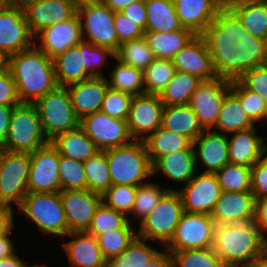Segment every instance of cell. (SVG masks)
<instances>
[{
  "label": "cell",
  "instance_id": "obj_55",
  "mask_svg": "<svg viewBox=\"0 0 267 267\" xmlns=\"http://www.w3.org/2000/svg\"><path fill=\"white\" fill-rule=\"evenodd\" d=\"M251 192L255 199L267 196V153L251 167Z\"/></svg>",
  "mask_w": 267,
  "mask_h": 267
},
{
  "label": "cell",
  "instance_id": "obj_9",
  "mask_svg": "<svg viewBox=\"0 0 267 267\" xmlns=\"http://www.w3.org/2000/svg\"><path fill=\"white\" fill-rule=\"evenodd\" d=\"M30 153L6 150L0 165V207L14 212L28 193Z\"/></svg>",
  "mask_w": 267,
  "mask_h": 267
},
{
  "label": "cell",
  "instance_id": "obj_15",
  "mask_svg": "<svg viewBox=\"0 0 267 267\" xmlns=\"http://www.w3.org/2000/svg\"><path fill=\"white\" fill-rule=\"evenodd\" d=\"M31 165L28 175V192H60L59 179L60 154L57 148L48 142L30 153Z\"/></svg>",
  "mask_w": 267,
  "mask_h": 267
},
{
  "label": "cell",
  "instance_id": "obj_40",
  "mask_svg": "<svg viewBox=\"0 0 267 267\" xmlns=\"http://www.w3.org/2000/svg\"><path fill=\"white\" fill-rule=\"evenodd\" d=\"M137 237V230L129 221L119 229L96 236L104 258L108 261L123 252Z\"/></svg>",
  "mask_w": 267,
  "mask_h": 267
},
{
  "label": "cell",
  "instance_id": "obj_24",
  "mask_svg": "<svg viewBox=\"0 0 267 267\" xmlns=\"http://www.w3.org/2000/svg\"><path fill=\"white\" fill-rule=\"evenodd\" d=\"M257 127L227 134L229 163L252 167L267 153V144Z\"/></svg>",
  "mask_w": 267,
  "mask_h": 267
},
{
  "label": "cell",
  "instance_id": "obj_49",
  "mask_svg": "<svg viewBox=\"0 0 267 267\" xmlns=\"http://www.w3.org/2000/svg\"><path fill=\"white\" fill-rule=\"evenodd\" d=\"M58 174L61 191L87 189L83 162L60 155Z\"/></svg>",
  "mask_w": 267,
  "mask_h": 267
},
{
  "label": "cell",
  "instance_id": "obj_21",
  "mask_svg": "<svg viewBox=\"0 0 267 267\" xmlns=\"http://www.w3.org/2000/svg\"><path fill=\"white\" fill-rule=\"evenodd\" d=\"M176 70L189 73L202 81H210L218 76L213 67L211 53L205 39L196 35L172 58Z\"/></svg>",
  "mask_w": 267,
  "mask_h": 267
},
{
  "label": "cell",
  "instance_id": "obj_23",
  "mask_svg": "<svg viewBox=\"0 0 267 267\" xmlns=\"http://www.w3.org/2000/svg\"><path fill=\"white\" fill-rule=\"evenodd\" d=\"M196 167L202 173H216L229 163L228 136L214 130L204 132L193 142Z\"/></svg>",
  "mask_w": 267,
  "mask_h": 267
},
{
  "label": "cell",
  "instance_id": "obj_48",
  "mask_svg": "<svg viewBox=\"0 0 267 267\" xmlns=\"http://www.w3.org/2000/svg\"><path fill=\"white\" fill-rule=\"evenodd\" d=\"M137 186L132 185H111L108 190L102 195V202L124 214L131 223V211L135 201Z\"/></svg>",
  "mask_w": 267,
  "mask_h": 267
},
{
  "label": "cell",
  "instance_id": "obj_20",
  "mask_svg": "<svg viewBox=\"0 0 267 267\" xmlns=\"http://www.w3.org/2000/svg\"><path fill=\"white\" fill-rule=\"evenodd\" d=\"M82 40L81 23L76 14L72 19L43 28L34 36V45L53 59Z\"/></svg>",
  "mask_w": 267,
  "mask_h": 267
},
{
  "label": "cell",
  "instance_id": "obj_29",
  "mask_svg": "<svg viewBox=\"0 0 267 267\" xmlns=\"http://www.w3.org/2000/svg\"><path fill=\"white\" fill-rule=\"evenodd\" d=\"M58 86L67 87L92 76L84 67V40L53 58Z\"/></svg>",
  "mask_w": 267,
  "mask_h": 267
},
{
  "label": "cell",
  "instance_id": "obj_3",
  "mask_svg": "<svg viewBox=\"0 0 267 267\" xmlns=\"http://www.w3.org/2000/svg\"><path fill=\"white\" fill-rule=\"evenodd\" d=\"M267 249V236L254 221L215 226L213 250L226 267H252Z\"/></svg>",
  "mask_w": 267,
  "mask_h": 267
},
{
  "label": "cell",
  "instance_id": "obj_43",
  "mask_svg": "<svg viewBox=\"0 0 267 267\" xmlns=\"http://www.w3.org/2000/svg\"><path fill=\"white\" fill-rule=\"evenodd\" d=\"M168 190H173V188L161 187L158 182L154 183L152 180L137 186L135 201L131 211L132 218L135 217V221L138 219L140 223L159 203Z\"/></svg>",
  "mask_w": 267,
  "mask_h": 267
},
{
  "label": "cell",
  "instance_id": "obj_46",
  "mask_svg": "<svg viewBox=\"0 0 267 267\" xmlns=\"http://www.w3.org/2000/svg\"><path fill=\"white\" fill-rule=\"evenodd\" d=\"M230 91L239 99L250 120L257 126L266 124V100L247 89L240 81L230 82Z\"/></svg>",
  "mask_w": 267,
  "mask_h": 267
},
{
  "label": "cell",
  "instance_id": "obj_10",
  "mask_svg": "<svg viewBox=\"0 0 267 267\" xmlns=\"http://www.w3.org/2000/svg\"><path fill=\"white\" fill-rule=\"evenodd\" d=\"M77 15L84 41L117 52L118 37L114 27V11L102 1H96L78 6Z\"/></svg>",
  "mask_w": 267,
  "mask_h": 267
},
{
  "label": "cell",
  "instance_id": "obj_18",
  "mask_svg": "<svg viewBox=\"0 0 267 267\" xmlns=\"http://www.w3.org/2000/svg\"><path fill=\"white\" fill-rule=\"evenodd\" d=\"M68 233L87 232L92 217L102 203V195L88 189L61 191Z\"/></svg>",
  "mask_w": 267,
  "mask_h": 267
},
{
  "label": "cell",
  "instance_id": "obj_33",
  "mask_svg": "<svg viewBox=\"0 0 267 267\" xmlns=\"http://www.w3.org/2000/svg\"><path fill=\"white\" fill-rule=\"evenodd\" d=\"M256 125L250 120L239 99L229 90L222 101L214 131L223 134L246 130Z\"/></svg>",
  "mask_w": 267,
  "mask_h": 267
},
{
  "label": "cell",
  "instance_id": "obj_50",
  "mask_svg": "<svg viewBox=\"0 0 267 267\" xmlns=\"http://www.w3.org/2000/svg\"><path fill=\"white\" fill-rule=\"evenodd\" d=\"M127 222L128 218L124 214L102 202L92 217L87 233L96 237L99 234L122 228Z\"/></svg>",
  "mask_w": 267,
  "mask_h": 267
},
{
  "label": "cell",
  "instance_id": "obj_53",
  "mask_svg": "<svg viewBox=\"0 0 267 267\" xmlns=\"http://www.w3.org/2000/svg\"><path fill=\"white\" fill-rule=\"evenodd\" d=\"M114 27L119 45L144 37V30L122 12H114Z\"/></svg>",
  "mask_w": 267,
  "mask_h": 267
},
{
  "label": "cell",
  "instance_id": "obj_47",
  "mask_svg": "<svg viewBox=\"0 0 267 267\" xmlns=\"http://www.w3.org/2000/svg\"><path fill=\"white\" fill-rule=\"evenodd\" d=\"M173 267H226L213 247L170 252Z\"/></svg>",
  "mask_w": 267,
  "mask_h": 267
},
{
  "label": "cell",
  "instance_id": "obj_45",
  "mask_svg": "<svg viewBox=\"0 0 267 267\" xmlns=\"http://www.w3.org/2000/svg\"><path fill=\"white\" fill-rule=\"evenodd\" d=\"M215 174L224 192L251 191V167L228 163Z\"/></svg>",
  "mask_w": 267,
  "mask_h": 267
},
{
  "label": "cell",
  "instance_id": "obj_35",
  "mask_svg": "<svg viewBox=\"0 0 267 267\" xmlns=\"http://www.w3.org/2000/svg\"><path fill=\"white\" fill-rule=\"evenodd\" d=\"M230 10L247 32L267 41V0H247Z\"/></svg>",
  "mask_w": 267,
  "mask_h": 267
},
{
  "label": "cell",
  "instance_id": "obj_54",
  "mask_svg": "<svg viewBox=\"0 0 267 267\" xmlns=\"http://www.w3.org/2000/svg\"><path fill=\"white\" fill-rule=\"evenodd\" d=\"M239 81L267 102V63L247 71Z\"/></svg>",
  "mask_w": 267,
  "mask_h": 267
},
{
  "label": "cell",
  "instance_id": "obj_25",
  "mask_svg": "<svg viewBox=\"0 0 267 267\" xmlns=\"http://www.w3.org/2000/svg\"><path fill=\"white\" fill-rule=\"evenodd\" d=\"M66 236L72 238L61 243L70 263L68 267H107L95 236L87 232H71Z\"/></svg>",
  "mask_w": 267,
  "mask_h": 267
},
{
  "label": "cell",
  "instance_id": "obj_4",
  "mask_svg": "<svg viewBox=\"0 0 267 267\" xmlns=\"http://www.w3.org/2000/svg\"><path fill=\"white\" fill-rule=\"evenodd\" d=\"M112 185L140 186L152 176V164L144 141L105 150Z\"/></svg>",
  "mask_w": 267,
  "mask_h": 267
},
{
  "label": "cell",
  "instance_id": "obj_39",
  "mask_svg": "<svg viewBox=\"0 0 267 267\" xmlns=\"http://www.w3.org/2000/svg\"><path fill=\"white\" fill-rule=\"evenodd\" d=\"M147 242L136 237L123 252L107 261V267H145L159 252Z\"/></svg>",
  "mask_w": 267,
  "mask_h": 267
},
{
  "label": "cell",
  "instance_id": "obj_1",
  "mask_svg": "<svg viewBox=\"0 0 267 267\" xmlns=\"http://www.w3.org/2000/svg\"><path fill=\"white\" fill-rule=\"evenodd\" d=\"M201 36L222 80L239 81L247 71L267 63V41L247 32L231 10H219Z\"/></svg>",
  "mask_w": 267,
  "mask_h": 267
},
{
  "label": "cell",
  "instance_id": "obj_26",
  "mask_svg": "<svg viewBox=\"0 0 267 267\" xmlns=\"http://www.w3.org/2000/svg\"><path fill=\"white\" fill-rule=\"evenodd\" d=\"M108 87L107 77H91L67 86L72 106L80 120L100 111Z\"/></svg>",
  "mask_w": 267,
  "mask_h": 267
},
{
  "label": "cell",
  "instance_id": "obj_17",
  "mask_svg": "<svg viewBox=\"0 0 267 267\" xmlns=\"http://www.w3.org/2000/svg\"><path fill=\"white\" fill-rule=\"evenodd\" d=\"M229 90L230 82L217 77L202 81L192 94L189 105L204 130H213L216 126L223 98Z\"/></svg>",
  "mask_w": 267,
  "mask_h": 267
},
{
  "label": "cell",
  "instance_id": "obj_56",
  "mask_svg": "<svg viewBox=\"0 0 267 267\" xmlns=\"http://www.w3.org/2000/svg\"><path fill=\"white\" fill-rule=\"evenodd\" d=\"M21 102L17 95L16 83L10 70L4 66L0 70V104L14 107Z\"/></svg>",
  "mask_w": 267,
  "mask_h": 267
},
{
  "label": "cell",
  "instance_id": "obj_71",
  "mask_svg": "<svg viewBox=\"0 0 267 267\" xmlns=\"http://www.w3.org/2000/svg\"><path fill=\"white\" fill-rule=\"evenodd\" d=\"M5 66V60L0 56V70Z\"/></svg>",
  "mask_w": 267,
  "mask_h": 267
},
{
  "label": "cell",
  "instance_id": "obj_59",
  "mask_svg": "<svg viewBox=\"0 0 267 267\" xmlns=\"http://www.w3.org/2000/svg\"><path fill=\"white\" fill-rule=\"evenodd\" d=\"M255 224L266 236L267 234V196L256 199Z\"/></svg>",
  "mask_w": 267,
  "mask_h": 267
},
{
  "label": "cell",
  "instance_id": "obj_62",
  "mask_svg": "<svg viewBox=\"0 0 267 267\" xmlns=\"http://www.w3.org/2000/svg\"><path fill=\"white\" fill-rule=\"evenodd\" d=\"M14 212L9 209L0 207V235H2L13 223Z\"/></svg>",
  "mask_w": 267,
  "mask_h": 267
},
{
  "label": "cell",
  "instance_id": "obj_52",
  "mask_svg": "<svg viewBox=\"0 0 267 267\" xmlns=\"http://www.w3.org/2000/svg\"><path fill=\"white\" fill-rule=\"evenodd\" d=\"M109 56L114 59L115 53L108 48L84 41V67L92 77H105L101 69L108 63Z\"/></svg>",
  "mask_w": 267,
  "mask_h": 267
},
{
  "label": "cell",
  "instance_id": "obj_41",
  "mask_svg": "<svg viewBox=\"0 0 267 267\" xmlns=\"http://www.w3.org/2000/svg\"><path fill=\"white\" fill-rule=\"evenodd\" d=\"M115 58L143 71L156 59L144 37L120 44Z\"/></svg>",
  "mask_w": 267,
  "mask_h": 267
},
{
  "label": "cell",
  "instance_id": "obj_37",
  "mask_svg": "<svg viewBox=\"0 0 267 267\" xmlns=\"http://www.w3.org/2000/svg\"><path fill=\"white\" fill-rule=\"evenodd\" d=\"M202 80L189 73L176 70L172 79L159 95L165 106L187 105Z\"/></svg>",
  "mask_w": 267,
  "mask_h": 267
},
{
  "label": "cell",
  "instance_id": "obj_32",
  "mask_svg": "<svg viewBox=\"0 0 267 267\" xmlns=\"http://www.w3.org/2000/svg\"><path fill=\"white\" fill-rule=\"evenodd\" d=\"M145 31L170 33L183 28L173 0H145Z\"/></svg>",
  "mask_w": 267,
  "mask_h": 267
},
{
  "label": "cell",
  "instance_id": "obj_67",
  "mask_svg": "<svg viewBox=\"0 0 267 267\" xmlns=\"http://www.w3.org/2000/svg\"><path fill=\"white\" fill-rule=\"evenodd\" d=\"M71 3H74L77 7L87 4V0H69Z\"/></svg>",
  "mask_w": 267,
  "mask_h": 267
},
{
  "label": "cell",
  "instance_id": "obj_11",
  "mask_svg": "<svg viewBox=\"0 0 267 267\" xmlns=\"http://www.w3.org/2000/svg\"><path fill=\"white\" fill-rule=\"evenodd\" d=\"M215 222L211 215L184 212L170 242L169 252L213 247Z\"/></svg>",
  "mask_w": 267,
  "mask_h": 267
},
{
  "label": "cell",
  "instance_id": "obj_58",
  "mask_svg": "<svg viewBox=\"0 0 267 267\" xmlns=\"http://www.w3.org/2000/svg\"><path fill=\"white\" fill-rule=\"evenodd\" d=\"M13 223L2 235H0V260L12 256L17 252L15 244L11 238L13 229L16 228Z\"/></svg>",
  "mask_w": 267,
  "mask_h": 267
},
{
  "label": "cell",
  "instance_id": "obj_16",
  "mask_svg": "<svg viewBox=\"0 0 267 267\" xmlns=\"http://www.w3.org/2000/svg\"><path fill=\"white\" fill-rule=\"evenodd\" d=\"M179 191L184 212L211 215L219 196L222 193L215 173H199Z\"/></svg>",
  "mask_w": 267,
  "mask_h": 267
},
{
  "label": "cell",
  "instance_id": "obj_61",
  "mask_svg": "<svg viewBox=\"0 0 267 267\" xmlns=\"http://www.w3.org/2000/svg\"><path fill=\"white\" fill-rule=\"evenodd\" d=\"M165 252L159 251L145 267H173L172 255L164 248Z\"/></svg>",
  "mask_w": 267,
  "mask_h": 267
},
{
  "label": "cell",
  "instance_id": "obj_42",
  "mask_svg": "<svg viewBox=\"0 0 267 267\" xmlns=\"http://www.w3.org/2000/svg\"><path fill=\"white\" fill-rule=\"evenodd\" d=\"M87 179V189L103 195L112 185L105 151L83 162Z\"/></svg>",
  "mask_w": 267,
  "mask_h": 267
},
{
  "label": "cell",
  "instance_id": "obj_70",
  "mask_svg": "<svg viewBox=\"0 0 267 267\" xmlns=\"http://www.w3.org/2000/svg\"><path fill=\"white\" fill-rule=\"evenodd\" d=\"M25 0H9L10 4H22Z\"/></svg>",
  "mask_w": 267,
  "mask_h": 267
},
{
  "label": "cell",
  "instance_id": "obj_12",
  "mask_svg": "<svg viewBox=\"0 0 267 267\" xmlns=\"http://www.w3.org/2000/svg\"><path fill=\"white\" fill-rule=\"evenodd\" d=\"M34 45L24 9L21 4H8L0 9V56H9L25 51Z\"/></svg>",
  "mask_w": 267,
  "mask_h": 267
},
{
  "label": "cell",
  "instance_id": "obj_64",
  "mask_svg": "<svg viewBox=\"0 0 267 267\" xmlns=\"http://www.w3.org/2000/svg\"><path fill=\"white\" fill-rule=\"evenodd\" d=\"M0 267H30L24 263L17 252L10 257L0 260Z\"/></svg>",
  "mask_w": 267,
  "mask_h": 267
},
{
  "label": "cell",
  "instance_id": "obj_22",
  "mask_svg": "<svg viewBox=\"0 0 267 267\" xmlns=\"http://www.w3.org/2000/svg\"><path fill=\"white\" fill-rule=\"evenodd\" d=\"M256 199L251 191H222L211 214L215 225L255 220Z\"/></svg>",
  "mask_w": 267,
  "mask_h": 267
},
{
  "label": "cell",
  "instance_id": "obj_19",
  "mask_svg": "<svg viewBox=\"0 0 267 267\" xmlns=\"http://www.w3.org/2000/svg\"><path fill=\"white\" fill-rule=\"evenodd\" d=\"M21 5L33 36L47 26L72 19L78 8L69 0H25Z\"/></svg>",
  "mask_w": 267,
  "mask_h": 267
},
{
  "label": "cell",
  "instance_id": "obj_28",
  "mask_svg": "<svg viewBox=\"0 0 267 267\" xmlns=\"http://www.w3.org/2000/svg\"><path fill=\"white\" fill-rule=\"evenodd\" d=\"M176 13L184 28L201 35L220 10L214 0H173Z\"/></svg>",
  "mask_w": 267,
  "mask_h": 267
},
{
  "label": "cell",
  "instance_id": "obj_8",
  "mask_svg": "<svg viewBox=\"0 0 267 267\" xmlns=\"http://www.w3.org/2000/svg\"><path fill=\"white\" fill-rule=\"evenodd\" d=\"M48 142L36 106L33 103L14 106L8 133L2 143L6 150L32 153Z\"/></svg>",
  "mask_w": 267,
  "mask_h": 267
},
{
  "label": "cell",
  "instance_id": "obj_5",
  "mask_svg": "<svg viewBox=\"0 0 267 267\" xmlns=\"http://www.w3.org/2000/svg\"><path fill=\"white\" fill-rule=\"evenodd\" d=\"M24 219L31 221L43 234L64 238L68 224L60 192H28L19 207Z\"/></svg>",
  "mask_w": 267,
  "mask_h": 267
},
{
  "label": "cell",
  "instance_id": "obj_27",
  "mask_svg": "<svg viewBox=\"0 0 267 267\" xmlns=\"http://www.w3.org/2000/svg\"><path fill=\"white\" fill-rule=\"evenodd\" d=\"M196 170L193 144L186 150L160 157L152 164V176L162 173L168 180L181 183L182 186L195 176V173L198 172Z\"/></svg>",
  "mask_w": 267,
  "mask_h": 267
},
{
  "label": "cell",
  "instance_id": "obj_51",
  "mask_svg": "<svg viewBox=\"0 0 267 267\" xmlns=\"http://www.w3.org/2000/svg\"><path fill=\"white\" fill-rule=\"evenodd\" d=\"M132 95L108 87L100 111L108 116L128 120Z\"/></svg>",
  "mask_w": 267,
  "mask_h": 267
},
{
  "label": "cell",
  "instance_id": "obj_65",
  "mask_svg": "<svg viewBox=\"0 0 267 267\" xmlns=\"http://www.w3.org/2000/svg\"><path fill=\"white\" fill-rule=\"evenodd\" d=\"M220 10H230L232 7L241 4L247 0H214Z\"/></svg>",
  "mask_w": 267,
  "mask_h": 267
},
{
  "label": "cell",
  "instance_id": "obj_31",
  "mask_svg": "<svg viewBox=\"0 0 267 267\" xmlns=\"http://www.w3.org/2000/svg\"><path fill=\"white\" fill-rule=\"evenodd\" d=\"M51 143L61 156L80 162H85L100 152L80 126L58 135Z\"/></svg>",
  "mask_w": 267,
  "mask_h": 267
},
{
  "label": "cell",
  "instance_id": "obj_68",
  "mask_svg": "<svg viewBox=\"0 0 267 267\" xmlns=\"http://www.w3.org/2000/svg\"><path fill=\"white\" fill-rule=\"evenodd\" d=\"M6 152V148L2 143H0V165L4 156V153Z\"/></svg>",
  "mask_w": 267,
  "mask_h": 267
},
{
  "label": "cell",
  "instance_id": "obj_69",
  "mask_svg": "<svg viewBox=\"0 0 267 267\" xmlns=\"http://www.w3.org/2000/svg\"><path fill=\"white\" fill-rule=\"evenodd\" d=\"M9 4V0H0V9L6 7Z\"/></svg>",
  "mask_w": 267,
  "mask_h": 267
},
{
  "label": "cell",
  "instance_id": "obj_6",
  "mask_svg": "<svg viewBox=\"0 0 267 267\" xmlns=\"http://www.w3.org/2000/svg\"><path fill=\"white\" fill-rule=\"evenodd\" d=\"M184 213L181 195L177 189L168 190L159 203L137 225V237L160 243L165 247L172 239Z\"/></svg>",
  "mask_w": 267,
  "mask_h": 267
},
{
  "label": "cell",
  "instance_id": "obj_60",
  "mask_svg": "<svg viewBox=\"0 0 267 267\" xmlns=\"http://www.w3.org/2000/svg\"><path fill=\"white\" fill-rule=\"evenodd\" d=\"M13 108L0 104V143L6 139Z\"/></svg>",
  "mask_w": 267,
  "mask_h": 267
},
{
  "label": "cell",
  "instance_id": "obj_38",
  "mask_svg": "<svg viewBox=\"0 0 267 267\" xmlns=\"http://www.w3.org/2000/svg\"><path fill=\"white\" fill-rule=\"evenodd\" d=\"M116 60L107 77L110 88L131 94L132 96L144 94L143 70L134 68Z\"/></svg>",
  "mask_w": 267,
  "mask_h": 267
},
{
  "label": "cell",
  "instance_id": "obj_36",
  "mask_svg": "<svg viewBox=\"0 0 267 267\" xmlns=\"http://www.w3.org/2000/svg\"><path fill=\"white\" fill-rule=\"evenodd\" d=\"M149 159L153 164L158 158L188 149L193 142L186 136L159 127L145 141Z\"/></svg>",
  "mask_w": 267,
  "mask_h": 267
},
{
  "label": "cell",
  "instance_id": "obj_34",
  "mask_svg": "<svg viewBox=\"0 0 267 267\" xmlns=\"http://www.w3.org/2000/svg\"><path fill=\"white\" fill-rule=\"evenodd\" d=\"M196 34L187 28L175 32L160 33L145 31L144 38L156 58L172 60L183 47H185Z\"/></svg>",
  "mask_w": 267,
  "mask_h": 267
},
{
  "label": "cell",
  "instance_id": "obj_30",
  "mask_svg": "<svg viewBox=\"0 0 267 267\" xmlns=\"http://www.w3.org/2000/svg\"><path fill=\"white\" fill-rule=\"evenodd\" d=\"M161 127L182 134L194 142L204 129L190 105L165 106Z\"/></svg>",
  "mask_w": 267,
  "mask_h": 267
},
{
  "label": "cell",
  "instance_id": "obj_63",
  "mask_svg": "<svg viewBox=\"0 0 267 267\" xmlns=\"http://www.w3.org/2000/svg\"><path fill=\"white\" fill-rule=\"evenodd\" d=\"M137 1L140 0H102V2L114 12H120L129 4Z\"/></svg>",
  "mask_w": 267,
  "mask_h": 267
},
{
  "label": "cell",
  "instance_id": "obj_44",
  "mask_svg": "<svg viewBox=\"0 0 267 267\" xmlns=\"http://www.w3.org/2000/svg\"><path fill=\"white\" fill-rule=\"evenodd\" d=\"M176 69L172 60L156 58L144 71V94L160 95Z\"/></svg>",
  "mask_w": 267,
  "mask_h": 267
},
{
  "label": "cell",
  "instance_id": "obj_72",
  "mask_svg": "<svg viewBox=\"0 0 267 267\" xmlns=\"http://www.w3.org/2000/svg\"><path fill=\"white\" fill-rule=\"evenodd\" d=\"M30 267H41L39 264L35 263L33 265H31Z\"/></svg>",
  "mask_w": 267,
  "mask_h": 267
},
{
  "label": "cell",
  "instance_id": "obj_7",
  "mask_svg": "<svg viewBox=\"0 0 267 267\" xmlns=\"http://www.w3.org/2000/svg\"><path fill=\"white\" fill-rule=\"evenodd\" d=\"M33 104L37 108L44 136L49 142L80 126L67 87L58 86Z\"/></svg>",
  "mask_w": 267,
  "mask_h": 267
},
{
  "label": "cell",
  "instance_id": "obj_66",
  "mask_svg": "<svg viewBox=\"0 0 267 267\" xmlns=\"http://www.w3.org/2000/svg\"><path fill=\"white\" fill-rule=\"evenodd\" d=\"M252 267H267V249L256 259Z\"/></svg>",
  "mask_w": 267,
  "mask_h": 267
},
{
  "label": "cell",
  "instance_id": "obj_13",
  "mask_svg": "<svg viewBox=\"0 0 267 267\" xmlns=\"http://www.w3.org/2000/svg\"><path fill=\"white\" fill-rule=\"evenodd\" d=\"M80 127L100 151L124 146L133 141L127 120L112 118L102 111L83 117Z\"/></svg>",
  "mask_w": 267,
  "mask_h": 267
},
{
  "label": "cell",
  "instance_id": "obj_14",
  "mask_svg": "<svg viewBox=\"0 0 267 267\" xmlns=\"http://www.w3.org/2000/svg\"><path fill=\"white\" fill-rule=\"evenodd\" d=\"M164 107L159 95L132 97L127 124L133 140L145 141L161 126Z\"/></svg>",
  "mask_w": 267,
  "mask_h": 267
},
{
  "label": "cell",
  "instance_id": "obj_73",
  "mask_svg": "<svg viewBox=\"0 0 267 267\" xmlns=\"http://www.w3.org/2000/svg\"><path fill=\"white\" fill-rule=\"evenodd\" d=\"M96 1H102V0H87V3H89V2H96Z\"/></svg>",
  "mask_w": 267,
  "mask_h": 267
},
{
  "label": "cell",
  "instance_id": "obj_74",
  "mask_svg": "<svg viewBox=\"0 0 267 267\" xmlns=\"http://www.w3.org/2000/svg\"><path fill=\"white\" fill-rule=\"evenodd\" d=\"M266 123H267V104H266Z\"/></svg>",
  "mask_w": 267,
  "mask_h": 267
},
{
  "label": "cell",
  "instance_id": "obj_2",
  "mask_svg": "<svg viewBox=\"0 0 267 267\" xmlns=\"http://www.w3.org/2000/svg\"><path fill=\"white\" fill-rule=\"evenodd\" d=\"M5 66L16 83L21 103H34L58 87L53 59L35 45L9 56Z\"/></svg>",
  "mask_w": 267,
  "mask_h": 267
},
{
  "label": "cell",
  "instance_id": "obj_57",
  "mask_svg": "<svg viewBox=\"0 0 267 267\" xmlns=\"http://www.w3.org/2000/svg\"><path fill=\"white\" fill-rule=\"evenodd\" d=\"M120 12H122L132 21H134L145 32V27L147 22L145 0L133 2Z\"/></svg>",
  "mask_w": 267,
  "mask_h": 267
}]
</instances>
